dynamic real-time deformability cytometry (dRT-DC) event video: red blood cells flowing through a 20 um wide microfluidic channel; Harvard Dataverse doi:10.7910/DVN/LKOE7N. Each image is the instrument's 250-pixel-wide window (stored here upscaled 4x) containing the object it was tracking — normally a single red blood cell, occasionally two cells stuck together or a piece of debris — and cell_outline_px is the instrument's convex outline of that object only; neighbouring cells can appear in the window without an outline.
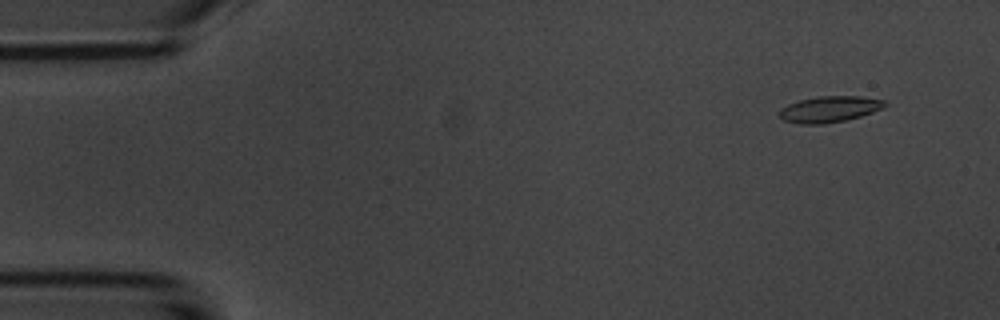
{"species": "common noctule bat (a hibernating species)", "species_latin": "Nyctalus noctula", "temperature_condition": "room temperature", "stored_images_in_passage": 54, "camera_frame_rate_fps": 3000, "um_per_image_px": 0.085, "animal": {"sex": "male", "body_mass_g": 20.1, "forearm_length_mm": 53.5}, "frame": {"image": 1, "passage_image": 4, "time_ms": 1.0, "image_size_px": [1000, 320], "cell_outline_px": [[888, 104], [872, 112], [860, 116], [844, 120], [824, 124], [800, 124], [784, 120], [780, 116], [780, 108], [788, 104], [800, 100], [816, 96], [860, 96], [888, 100]], "centroid_in_image_um": [70.52, 9.27], "position_along_channel_um": 14.5, "area_um2": 16.01}}
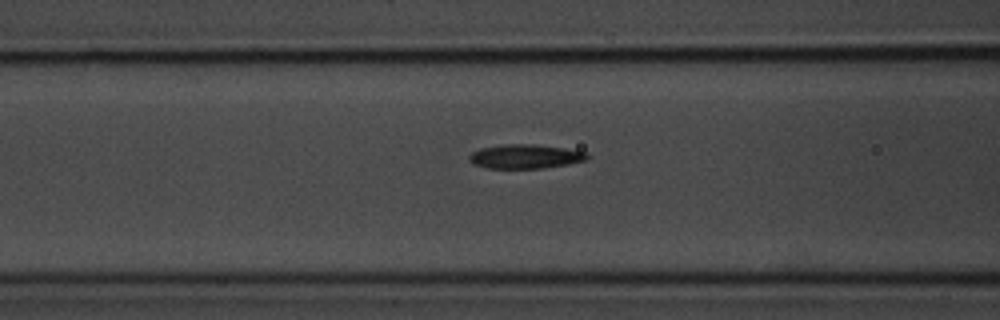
{"frame": {"image": 2, "passage_image": 21, "time_ms": 6.667, "image_size_px": [1000, 320], "cell_outline_px": [[588, 160], [568, 164], [544, 168], [488, 168], [472, 164], [468, 160], [468, 156], [472, 152], [480, 148], [504, 144], [536, 144], [564, 148], [588, 152]], "centroid_in_image_um": [44.64, 13.3], "position_along_channel_um": 122.0, "area_um2": 16.76}}
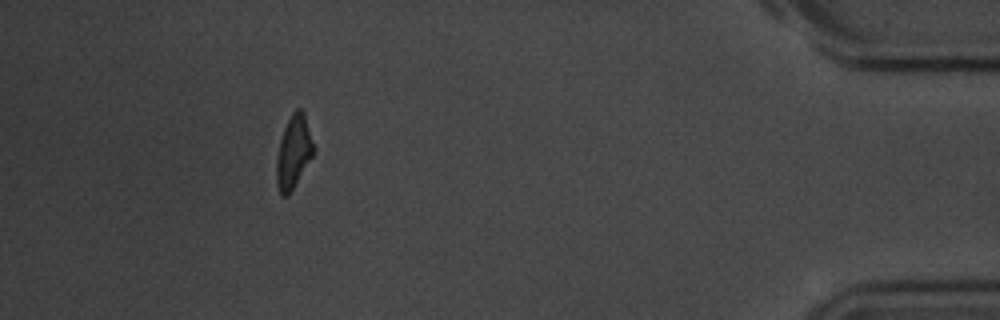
{"frame": {"image": 3, "passage_image": 49, "time_ms": 16.0, "image_size_px": [1000, 320], "cell_outline_px": [[316, 148], [312, 156], [288, 196], [280, 196], [276, 184], [276, 156], [280, 140], [284, 128], [292, 112], [296, 108], [300, 108], [304, 112]], "centroid_in_image_um": [24.95, 12.91], "position_along_channel_um": 410.3, "area_um2": 15.9}, "authors_computed_cell_mechanics": {"area_um2": 16.2996, "velocity_mm_per_s": 3.7138, "shape_relaxation_time_tau1_ms": 3.0915, "shape_relaxation_time_tau2_ms": 3.7316, "deformation_change_tau1": 0.1535, "deformation_change_tau2": 0.1246}}